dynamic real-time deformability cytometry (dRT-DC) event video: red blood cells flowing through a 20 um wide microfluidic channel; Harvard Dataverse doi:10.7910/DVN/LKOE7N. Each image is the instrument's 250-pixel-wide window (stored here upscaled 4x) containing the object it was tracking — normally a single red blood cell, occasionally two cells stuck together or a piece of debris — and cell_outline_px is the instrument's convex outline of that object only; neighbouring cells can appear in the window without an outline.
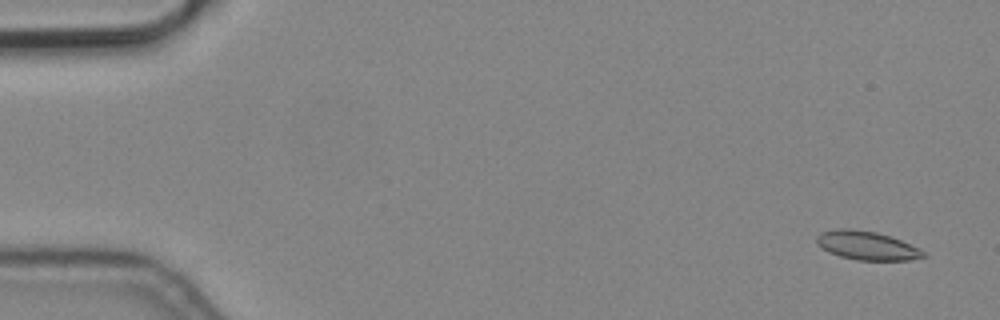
{"species": "common noctule bat (a hibernating species)", "species_latin": "Nyctalus noctula", "temperature_condition": "cold", "stored_images_in_passage": 6, "camera_frame_rate_fps": 3000, "um_per_image_px": 0.085, "animal": {"sex": "male", "body_mass_g": 19.2, "forearm_length_mm": 51.8}, "frame": {"image": 1, "passage_image": 1, "time_ms": 0.0, "image_size_px": [1000, 320], "cell_outline_px": [[924, 256], [908, 260], [856, 260], [840, 256], [828, 252], [820, 248], [816, 244], [816, 236], [820, 232], [840, 228], [848, 228], [876, 232], [900, 240], [920, 248], [924, 252]], "centroid_in_image_um": [73.61, 20.87], "position_along_channel_um": 11.4, "area_um2": 17.8}}